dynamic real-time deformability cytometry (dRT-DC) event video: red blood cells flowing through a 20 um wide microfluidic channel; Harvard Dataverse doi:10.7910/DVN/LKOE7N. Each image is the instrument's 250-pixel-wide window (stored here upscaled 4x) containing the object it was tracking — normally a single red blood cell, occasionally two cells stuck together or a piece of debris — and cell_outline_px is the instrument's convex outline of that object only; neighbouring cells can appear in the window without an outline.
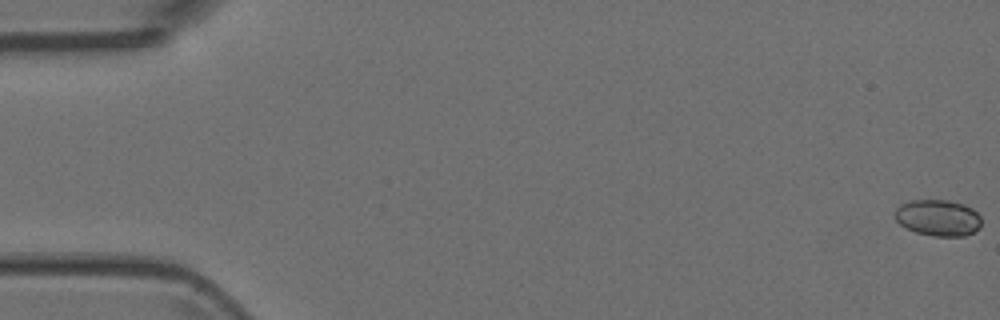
{"species": "Egyptian fruit bat (a non-hibernating species)", "species_latin": "Rousettus aegyptiacus", "temperature_condition": "room temperature", "stored_images_in_passage": 8, "camera_frame_rate_fps": 3000, "um_per_image_px": 0.085, "animal": {"sex": "female"}, "frame": {"image": 1, "passage_image": 1, "time_ms": 0.0, "image_size_px": [1000, 320], "cell_outline_px": [[980, 228], [964, 236], [932, 236], [916, 232], [900, 224], [896, 220], [896, 208], [900, 204], [912, 200], [948, 200], [964, 204], [972, 208], [980, 216]], "centroid_in_image_um": [79.74, 18.5], "position_along_channel_um": 5.3, "area_um2": 18.21}}
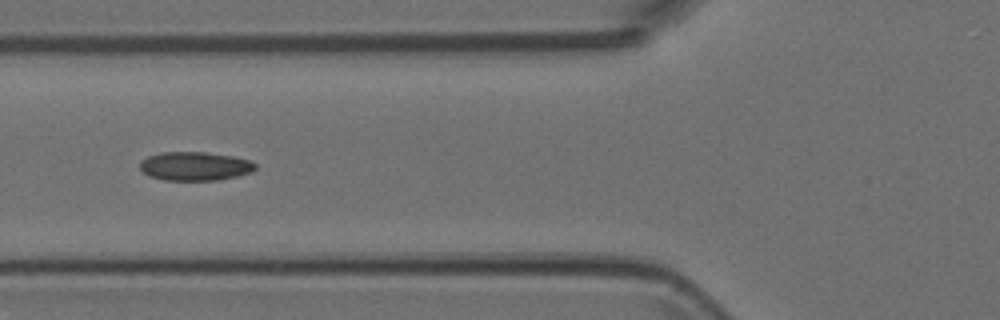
{"frame": {"image": 2, "passage_image": 7, "time_ms": 2.0, "image_size_px": [1000, 320], "cell_outline_px": [[256, 168], [252, 172], [236, 176], [216, 180], [164, 180], [148, 176], [140, 168], [140, 160], [148, 156], [160, 152], [204, 152], [232, 156], [248, 160], [256, 164]], "centroid_in_image_um": [16.54, 14.12], "position_along_channel_um": 109.3, "area_um2": 19.31}}
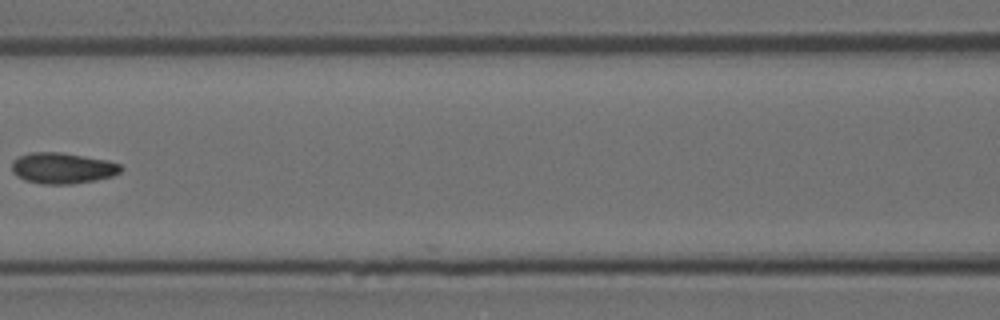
{"frame": {"image": 3, "passage_image": 8, "time_ms": 2.333, "image_size_px": [1000, 320], "cell_outline_px": [[124, 168], [120, 172], [112, 176], [96, 180], [72, 184], [40, 184], [24, 180], [16, 176], [12, 172], [12, 160], [20, 156], [32, 152], [60, 152], [108, 160], [120, 164]], "centroid_in_image_um": [5.31, 14.3], "position_along_channel_um": 161.3, "area_um2": 19.83}}